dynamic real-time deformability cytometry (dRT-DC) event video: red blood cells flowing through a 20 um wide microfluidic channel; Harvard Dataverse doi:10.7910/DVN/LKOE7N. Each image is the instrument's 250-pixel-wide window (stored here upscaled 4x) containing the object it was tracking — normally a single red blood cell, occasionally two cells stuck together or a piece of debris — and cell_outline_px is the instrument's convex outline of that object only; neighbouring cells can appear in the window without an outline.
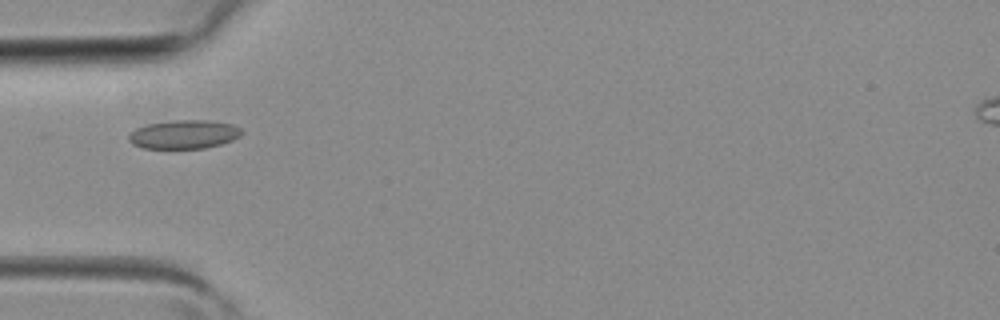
{"species": "common noctule bat (a hibernating species)", "species_latin": "Nyctalus noctula", "temperature_condition": "room temperature", "stored_images_in_passage": 2, "camera_frame_rate_fps": 3000, "um_per_image_px": 0.085, "animal": {"sex": "female", "body_mass_g": 19.3, "forearm_length_mm": 54.1}, "frame": {"image": 1, "passage_image": 2, "time_ms": 0.333, "image_size_px": [1000, 320], "cell_outline_px": [[244, 132], [240, 136], [232, 140], [220, 144], [204, 148], [144, 148], [132, 144], [128, 140], [128, 136], [136, 128], [148, 124], [176, 120], [212, 120], [232, 124], [240, 128]], "centroid_in_image_um": [15.66, 11.42], "position_along_channel_um": 69.3, "area_um2": 18.84}}